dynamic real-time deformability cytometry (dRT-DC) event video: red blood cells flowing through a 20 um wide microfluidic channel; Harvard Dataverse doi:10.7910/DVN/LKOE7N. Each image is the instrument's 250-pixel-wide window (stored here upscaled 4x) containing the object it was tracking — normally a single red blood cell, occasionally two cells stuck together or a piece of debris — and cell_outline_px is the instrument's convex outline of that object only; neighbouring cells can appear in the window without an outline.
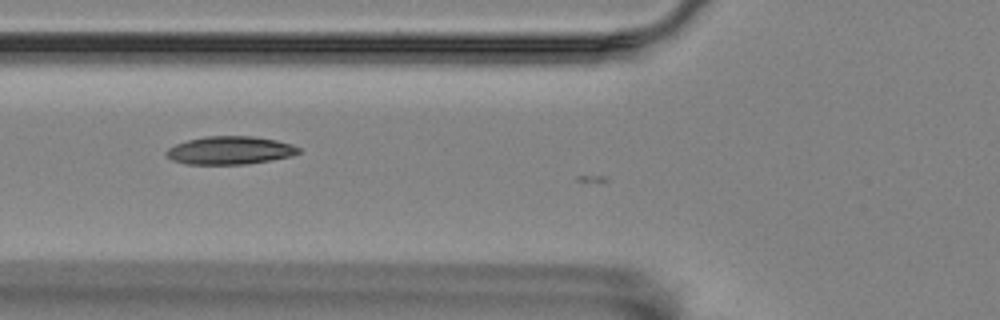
{"species": "Egyptian fruit bat (a non-hibernating species)", "species_latin": "Rousettus aegyptiacus", "temperature_condition": "room temperature", "stored_images_in_passage": 18, "camera_frame_rate_fps": 3000, "um_per_image_px": 0.085, "animal": {"sex": "female"}, "frame": {"image": 1, "passage_image": 17, "time_ms": 5.333, "image_size_px": [1000, 320], "cell_outline_px": [[300, 152], [292, 156], [272, 160], [244, 164], [188, 164], [172, 160], [164, 152], [168, 148], [176, 144], [188, 140], [204, 136], [252, 136], [276, 140], [292, 144], [300, 148]], "centroid_in_image_um": [19.56, 12.78], "position_along_channel_um": 106.2, "area_um2": 21.62}}